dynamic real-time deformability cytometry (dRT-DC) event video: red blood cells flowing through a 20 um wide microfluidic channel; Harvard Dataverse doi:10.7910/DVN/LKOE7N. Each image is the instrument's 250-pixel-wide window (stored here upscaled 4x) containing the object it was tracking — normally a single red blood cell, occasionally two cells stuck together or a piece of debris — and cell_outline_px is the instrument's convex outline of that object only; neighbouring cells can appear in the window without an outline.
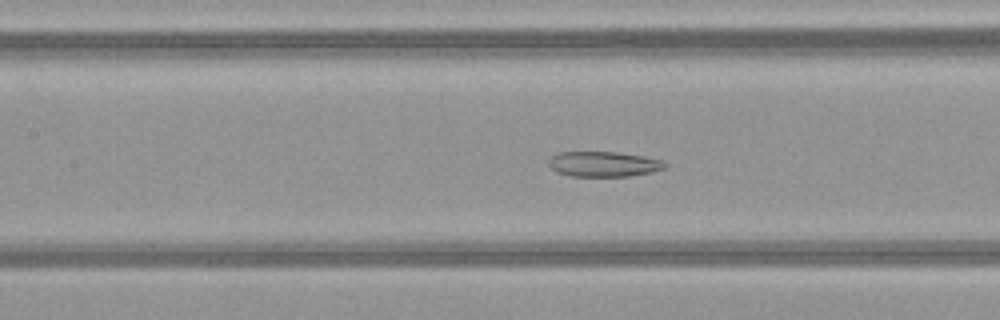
{"species": "common noctule bat (a hibernating species)", "species_latin": "Nyctalus noctula", "temperature_condition": "warm", "stored_images_in_passage": 50, "camera_frame_rate_fps": 3000, "um_per_image_px": 0.085, "animal": {"sex": "female", "body_mass_g": 21.9}, "frame": {"image": 1, "passage_image": 23, "time_ms": 7.333, "image_size_px": [1000, 320], "cell_outline_px": [[668, 164], [664, 168], [652, 172], [628, 176], [568, 176], [556, 172], [548, 164], [548, 160], [552, 156], [560, 152], [616, 152], [644, 156], [660, 160]], "centroid_in_image_um": [51.28, 13.95], "position_along_channel_um": 156.1, "area_um2": 17.05}}
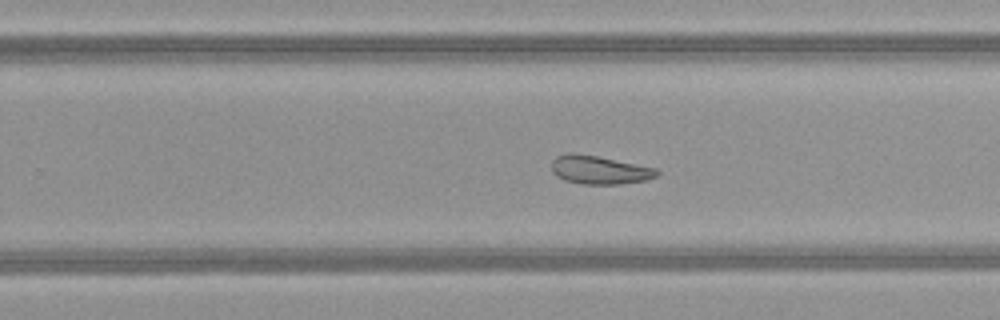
{"frame": {"image": 2, "passage_image": 32, "time_ms": 10.333, "image_size_px": [1000, 320], "cell_outline_px": [[660, 172], [656, 176], [648, 180], [620, 184], [584, 184], [564, 180], [556, 176], [552, 172], [552, 160], [556, 156], [568, 152], [596, 156], [656, 168]], "centroid_in_image_um": [50.93, 14.45], "position_along_channel_um": 278.9, "area_um2": 17.4}}
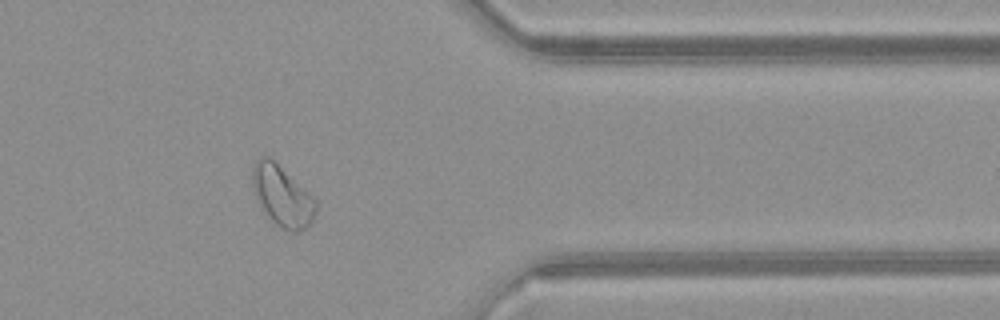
{"frame": {"image": 3, "passage_image": 41, "time_ms": 13.333, "image_size_px": [1000, 320], "cell_outline_px": [[316, 212], [312, 220], [304, 228], [296, 232], [292, 232], [276, 224], [268, 216], [260, 204], [252, 188], [252, 168], [256, 160], [260, 156], [268, 156], [312, 196], [316, 200]], "centroid_in_image_um": [23.96, 16.65], "position_along_channel_um": 387.4, "area_um2": 21.73}, "authors_computed_cell_mechanics": {"area_um2": 23.3801, "velocity_mm_per_s": 4.1088, "shape_relaxation_time_tau1_ms": null, "shape_relaxation_time_tau2_ms": 4.3969, "deformation_change_tau1": null, "deformation_change_tau2": 0.1073}}